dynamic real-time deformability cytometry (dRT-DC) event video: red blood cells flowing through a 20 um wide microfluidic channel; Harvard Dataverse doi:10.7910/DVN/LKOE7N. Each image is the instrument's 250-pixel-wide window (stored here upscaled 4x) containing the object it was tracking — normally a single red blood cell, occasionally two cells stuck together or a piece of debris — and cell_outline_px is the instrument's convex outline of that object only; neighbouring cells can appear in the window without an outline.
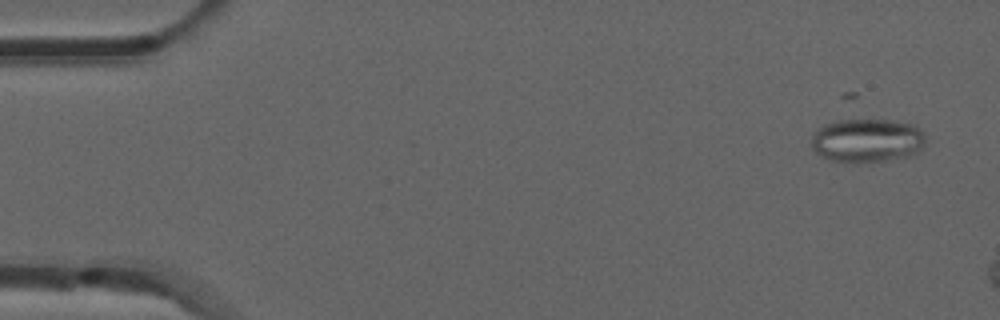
{"species": "common noctule bat (a hibernating species)", "species_latin": "Nyctalus noctula", "temperature_condition": "room temperature", "stored_images_in_passage": 8, "camera_frame_rate_fps": 3000, "um_per_image_px": 0.085, "animal": {"sex": "male", "forearm_length_mm": 52.5}, "frame": {"image": 1, "passage_image": 2, "time_ms": 0.333, "image_size_px": [1000, 320], "cell_outline_px": [[924, 144], [920, 152], [908, 156], [888, 160], [856, 164], [832, 160], [816, 152], [812, 148], [812, 132], [816, 128], [824, 124], [836, 120], [872, 116], [912, 124], [920, 128], [924, 136]], "centroid_in_image_um": [73.69, 11.89], "position_along_channel_um": 11.3, "area_um2": 30.29}}